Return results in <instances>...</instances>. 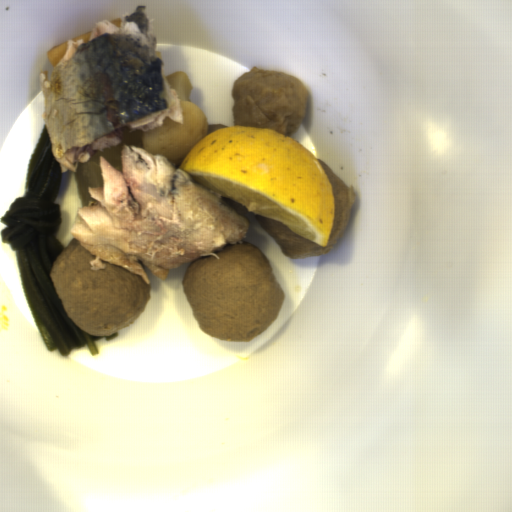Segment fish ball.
I'll return each instance as SVG.
<instances>
[{"instance_id":"1","label":"fish ball","mask_w":512,"mask_h":512,"mask_svg":"<svg viewBox=\"0 0 512 512\" xmlns=\"http://www.w3.org/2000/svg\"><path fill=\"white\" fill-rule=\"evenodd\" d=\"M67 45H68V40L65 42H62L56 46H53L50 49H48L47 51H45L46 57L53 68L57 64V62L62 58L63 54L65 53V51L67 49Z\"/></svg>"},{"instance_id":"2","label":"fish ball","mask_w":512,"mask_h":512,"mask_svg":"<svg viewBox=\"0 0 512 512\" xmlns=\"http://www.w3.org/2000/svg\"><path fill=\"white\" fill-rule=\"evenodd\" d=\"M91 33H92V31L90 33H83V34L79 35L78 37H76L74 39H70V40L75 42L77 40L83 39L85 43H88Z\"/></svg>"},{"instance_id":"3","label":"fish ball","mask_w":512,"mask_h":512,"mask_svg":"<svg viewBox=\"0 0 512 512\" xmlns=\"http://www.w3.org/2000/svg\"><path fill=\"white\" fill-rule=\"evenodd\" d=\"M109 22H111V23H113L114 25H116V26H119V27H120V26H121V24H122V18H116V19L111 20V21H109Z\"/></svg>"}]
</instances>
